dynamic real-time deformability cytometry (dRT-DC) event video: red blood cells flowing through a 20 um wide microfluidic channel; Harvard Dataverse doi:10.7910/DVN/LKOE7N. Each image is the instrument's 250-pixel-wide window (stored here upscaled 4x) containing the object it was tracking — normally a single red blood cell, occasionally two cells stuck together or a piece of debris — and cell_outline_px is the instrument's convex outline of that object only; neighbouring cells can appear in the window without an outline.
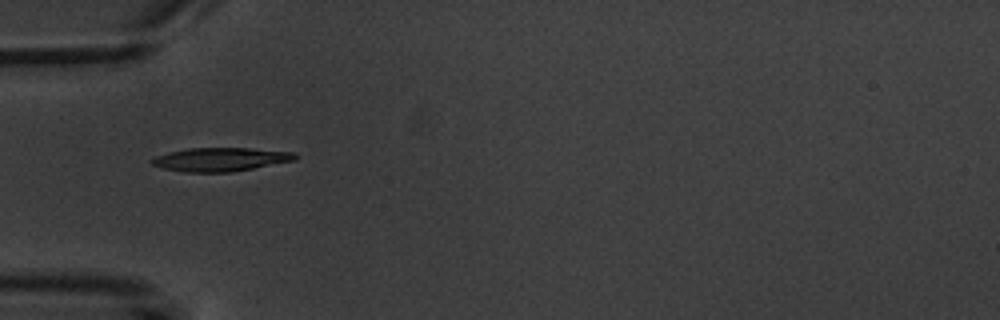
{"species": "common noctule bat (a hibernating species)", "species_latin": "Nyctalus noctula", "temperature_condition": "warm", "stored_images_in_passage": 6, "camera_frame_rate_fps": 3000, "um_per_image_px": 0.085, "animal": {"sex": "male", "body_mass_g": 20.1, "forearm_length_mm": 53.5}, "frame": {"image": 1, "passage_image": 6, "time_ms": 6.0, "image_size_px": [1000, 320], "cell_outline_px": [[300, 156], [296, 160], [232, 172], [184, 172], [164, 168], [152, 164], [148, 160], [156, 156], [168, 152], [188, 148], [248, 148], [296, 152]], "centroid_in_image_um": [18.77, 13.54], "position_along_channel_um": 66.2, "area_um2": 19.83}}